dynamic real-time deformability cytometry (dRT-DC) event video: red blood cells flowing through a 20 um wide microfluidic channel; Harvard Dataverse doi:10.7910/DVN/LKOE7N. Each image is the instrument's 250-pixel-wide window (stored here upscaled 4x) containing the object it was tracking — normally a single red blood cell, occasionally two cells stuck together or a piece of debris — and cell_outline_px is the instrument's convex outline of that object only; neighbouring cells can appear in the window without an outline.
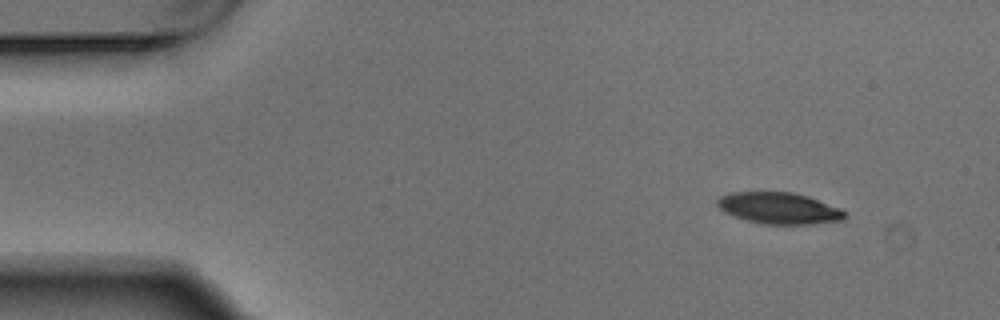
{"species": "Egyptian fruit bat (a non-hibernating species)", "species_latin": "Rousettus aegyptiacus", "temperature_condition": "warm", "stored_images_in_passage": 5, "camera_frame_rate_fps": 3000, "um_per_image_px": 0.085, "animal": {"sex": "male"}, "frame": {"image": 1, "passage_image": 1, "time_ms": 0.0, "image_size_px": [1000, 320], "cell_outline_px": [[844, 220], [812, 224], [764, 224], [748, 220], [724, 212], [716, 204], [716, 200], [720, 196], [732, 192], [792, 192], [808, 196], [840, 208], [844, 212]], "centroid_in_image_um": [66.21, 17.69], "position_along_channel_um": 18.8, "area_um2": 23.18}}
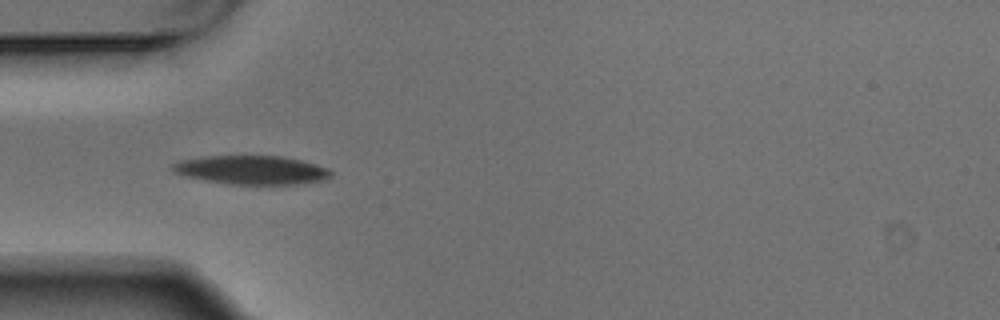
{"frame": {"image": 2, "passage_image": 4, "time_ms": 1.0, "image_size_px": [1000, 320], "cell_outline_px": [[332, 176], [324, 180], [296, 184], [228, 184], [188, 176], [176, 172], [172, 168], [172, 164], [180, 160], [204, 156], [280, 156], [304, 160], [328, 168], [332, 172]], "centroid_in_image_um": [21.45, 14.44], "position_along_channel_um": 63.5, "area_um2": 26.36}}
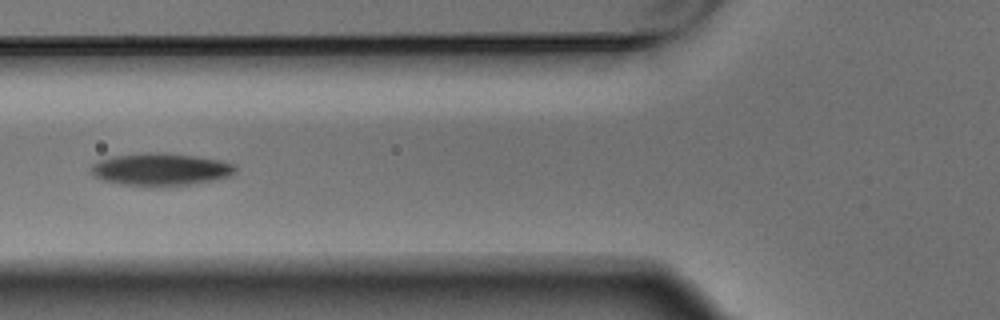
{"frame": {"image": 3, "passage_image": 5, "time_ms": 1.333, "image_size_px": [1000, 320], "cell_outline_px": [[236, 172], [228, 176], [212, 180], [192, 184], [156, 188], [144, 188], [120, 184], [104, 180], [96, 176], [92, 172], [92, 164], [100, 160], [112, 156], [144, 152], [160, 152], [196, 156], [236, 164]], "centroid_in_image_um": [13.64, 14.42], "position_along_channel_um": 112.2, "area_um2": 27.69}}